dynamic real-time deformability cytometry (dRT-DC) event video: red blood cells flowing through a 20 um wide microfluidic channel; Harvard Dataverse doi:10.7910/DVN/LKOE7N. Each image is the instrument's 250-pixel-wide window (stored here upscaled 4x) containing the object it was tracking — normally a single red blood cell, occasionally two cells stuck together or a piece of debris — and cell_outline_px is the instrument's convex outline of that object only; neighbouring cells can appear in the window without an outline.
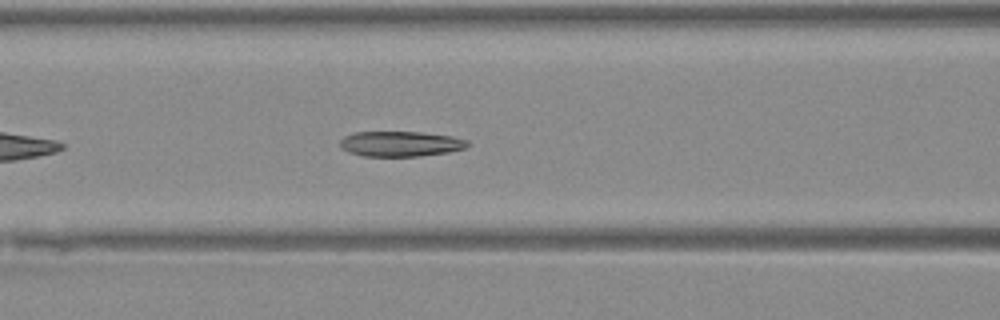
{"species": "Egyptian fruit bat (a non-hibernating species)", "species_latin": "Rousettus aegyptiacus", "temperature_condition": "warm", "stored_images_in_passage": 29, "camera_frame_rate_fps": 3000, "um_per_image_px": 0.085, "animal": {"sex": "female"}, "frame": {"image": 1, "passage_image": 8, "time_ms": 2.333, "image_size_px": [1000, 320], "cell_outline_px": [[468, 144], [464, 148], [448, 152], [420, 156], [364, 156], [348, 152], [340, 148], [340, 140], [344, 136], [356, 132], [420, 132], [448, 136], [468, 140]], "centroid_in_image_um": [33.99, 12.23], "position_along_channel_um": 132.6, "area_um2": 18.61}}
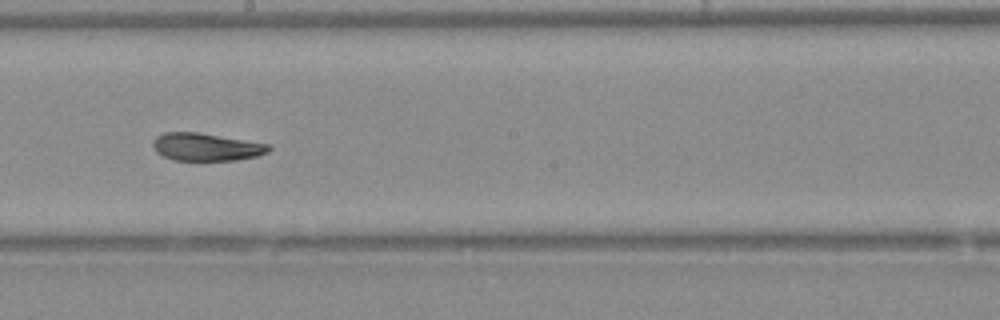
{"frame": {"image": 2, "passage_image": 15, "time_ms": 4.667, "image_size_px": [1000, 320], "cell_outline_px": [[272, 148], [268, 152], [256, 156], [236, 160], [172, 160], [156, 152], [152, 144], [156, 136], [164, 132], [196, 132], [268, 144]], "centroid_in_image_um": [17.5, 12.49], "position_along_channel_um": 230.7, "area_um2": 18.5}}
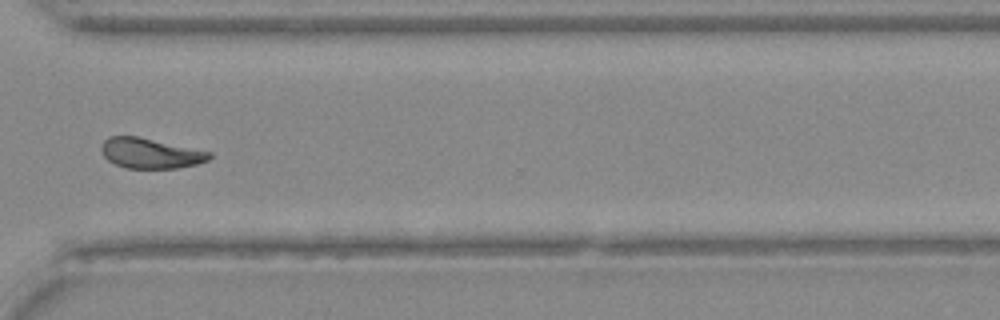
{"frame": {"image": 3, "passage_image": 24, "time_ms": 7.667, "image_size_px": [1000, 320], "cell_outline_px": [[212, 156], [208, 160], [196, 164], [176, 168], [124, 168], [108, 160], [104, 156], [100, 148], [100, 144], [108, 136], [136, 136], [212, 152]], "centroid_in_image_um": [12.75, 13.02], "position_along_channel_um": 357.8, "area_um2": 18.96}}